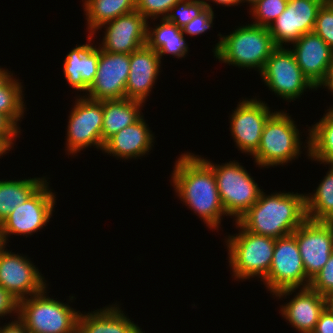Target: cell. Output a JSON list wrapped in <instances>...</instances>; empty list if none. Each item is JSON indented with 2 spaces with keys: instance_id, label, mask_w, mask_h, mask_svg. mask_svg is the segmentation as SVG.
I'll use <instances>...</instances> for the list:
<instances>
[{
  "instance_id": "1",
  "label": "cell",
  "mask_w": 333,
  "mask_h": 333,
  "mask_svg": "<svg viewBox=\"0 0 333 333\" xmlns=\"http://www.w3.org/2000/svg\"><path fill=\"white\" fill-rule=\"evenodd\" d=\"M175 162L170 185L177 197L208 228L219 230L223 217L228 215L222 206L212 168L200 155L190 152L182 153Z\"/></svg>"
},
{
  "instance_id": "2",
  "label": "cell",
  "mask_w": 333,
  "mask_h": 333,
  "mask_svg": "<svg viewBox=\"0 0 333 333\" xmlns=\"http://www.w3.org/2000/svg\"><path fill=\"white\" fill-rule=\"evenodd\" d=\"M306 220L305 193L262 191L237 221L247 231L277 239L292 234Z\"/></svg>"
},
{
  "instance_id": "3",
  "label": "cell",
  "mask_w": 333,
  "mask_h": 333,
  "mask_svg": "<svg viewBox=\"0 0 333 333\" xmlns=\"http://www.w3.org/2000/svg\"><path fill=\"white\" fill-rule=\"evenodd\" d=\"M213 48L214 57L221 63L262 72L267 59L276 48L268 27L252 23L237 26L229 35L218 34Z\"/></svg>"
},
{
  "instance_id": "4",
  "label": "cell",
  "mask_w": 333,
  "mask_h": 333,
  "mask_svg": "<svg viewBox=\"0 0 333 333\" xmlns=\"http://www.w3.org/2000/svg\"><path fill=\"white\" fill-rule=\"evenodd\" d=\"M235 225L238 234L225 237L232 277L236 281L255 277L262 281L271 267L276 239L247 231L238 221Z\"/></svg>"
},
{
  "instance_id": "5",
  "label": "cell",
  "mask_w": 333,
  "mask_h": 333,
  "mask_svg": "<svg viewBox=\"0 0 333 333\" xmlns=\"http://www.w3.org/2000/svg\"><path fill=\"white\" fill-rule=\"evenodd\" d=\"M291 116L286 111L278 110L268 118L261 135L260 145L252 155L254 162L261 169L283 166L298 159L302 153L301 148L304 150L306 148V156H308V136L303 147L300 131Z\"/></svg>"
},
{
  "instance_id": "6",
  "label": "cell",
  "mask_w": 333,
  "mask_h": 333,
  "mask_svg": "<svg viewBox=\"0 0 333 333\" xmlns=\"http://www.w3.org/2000/svg\"><path fill=\"white\" fill-rule=\"evenodd\" d=\"M47 288L19 301L18 319L29 333H77L80 311L50 298Z\"/></svg>"
},
{
  "instance_id": "7",
  "label": "cell",
  "mask_w": 333,
  "mask_h": 333,
  "mask_svg": "<svg viewBox=\"0 0 333 333\" xmlns=\"http://www.w3.org/2000/svg\"><path fill=\"white\" fill-rule=\"evenodd\" d=\"M200 157L215 174L219 197L225 213L234 218L233 221H237L259 199L263 189H260L251 174L237 160L220 165Z\"/></svg>"
},
{
  "instance_id": "8",
  "label": "cell",
  "mask_w": 333,
  "mask_h": 333,
  "mask_svg": "<svg viewBox=\"0 0 333 333\" xmlns=\"http://www.w3.org/2000/svg\"><path fill=\"white\" fill-rule=\"evenodd\" d=\"M65 151L75 155L94 146L102 151L103 100H92L79 95L68 116ZM68 152V153H67Z\"/></svg>"
},
{
  "instance_id": "9",
  "label": "cell",
  "mask_w": 333,
  "mask_h": 333,
  "mask_svg": "<svg viewBox=\"0 0 333 333\" xmlns=\"http://www.w3.org/2000/svg\"><path fill=\"white\" fill-rule=\"evenodd\" d=\"M260 76L270 91L287 102L301 98L307 89L316 91L288 47H276L272 51Z\"/></svg>"
},
{
  "instance_id": "10",
  "label": "cell",
  "mask_w": 333,
  "mask_h": 333,
  "mask_svg": "<svg viewBox=\"0 0 333 333\" xmlns=\"http://www.w3.org/2000/svg\"><path fill=\"white\" fill-rule=\"evenodd\" d=\"M306 276L296 237L293 234L277 238L268 275L262 280L272 296L285 289L307 288Z\"/></svg>"
},
{
  "instance_id": "11",
  "label": "cell",
  "mask_w": 333,
  "mask_h": 333,
  "mask_svg": "<svg viewBox=\"0 0 333 333\" xmlns=\"http://www.w3.org/2000/svg\"><path fill=\"white\" fill-rule=\"evenodd\" d=\"M45 182L23 204L18 205L0 224L4 241L7 245L11 235H33L45 227L53 216L56 194Z\"/></svg>"
},
{
  "instance_id": "12",
  "label": "cell",
  "mask_w": 333,
  "mask_h": 333,
  "mask_svg": "<svg viewBox=\"0 0 333 333\" xmlns=\"http://www.w3.org/2000/svg\"><path fill=\"white\" fill-rule=\"evenodd\" d=\"M273 113L268 104L257 97L238 102L230 115V133L238 151L250 156L257 151L264 126Z\"/></svg>"
},
{
  "instance_id": "13",
  "label": "cell",
  "mask_w": 333,
  "mask_h": 333,
  "mask_svg": "<svg viewBox=\"0 0 333 333\" xmlns=\"http://www.w3.org/2000/svg\"><path fill=\"white\" fill-rule=\"evenodd\" d=\"M7 249L5 247L0 252V286L19 301L48 287L45 277L28 255H19Z\"/></svg>"
},
{
  "instance_id": "14",
  "label": "cell",
  "mask_w": 333,
  "mask_h": 333,
  "mask_svg": "<svg viewBox=\"0 0 333 333\" xmlns=\"http://www.w3.org/2000/svg\"><path fill=\"white\" fill-rule=\"evenodd\" d=\"M292 234L296 237L306 276L311 280L333 252V227L329 222L307 219Z\"/></svg>"
},
{
  "instance_id": "15",
  "label": "cell",
  "mask_w": 333,
  "mask_h": 333,
  "mask_svg": "<svg viewBox=\"0 0 333 333\" xmlns=\"http://www.w3.org/2000/svg\"><path fill=\"white\" fill-rule=\"evenodd\" d=\"M326 0H288L284 12L269 27L276 47L289 46L313 32L319 8Z\"/></svg>"
},
{
  "instance_id": "16",
  "label": "cell",
  "mask_w": 333,
  "mask_h": 333,
  "mask_svg": "<svg viewBox=\"0 0 333 333\" xmlns=\"http://www.w3.org/2000/svg\"><path fill=\"white\" fill-rule=\"evenodd\" d=\"M129 72L130 54L108 53L99 47L97 74L85 96L99 101L125 98Z\"/></svg>"
},
{
  "instance_id": "17",
  "label": "cell",
  "mask_w": 333,
  "mask_h": 333,
  "mask_svg": "<svg viewBox=\"0 0 333 333\" xmlns=\"http://www.w3.org/2000/svg\"><path fill=\"white\" fill-rule=\"evenodd\" d=\"M148 23L136 10L119 16L99 28L105 31L98 46L108 53L131 54L146 45Z\"/></svg>"
},
{
  "instance_id": "18",
  "label": "cell",
  "mask_w": 333,
  "mask_h": 333,
  "mask_svg": "<svg viewBox=\"0 0 333 333\" xmlns=\"http://www.w3.org/2000/svg\"><path fill=\"white\" fill-rule=\"evenodd\" d=\"M298 289H285L277 292L274 296L279 300L287 296L294 297L289 302L280 306L282 317L291 327L300 333H312L317 325L321 313L326 308L325 296L312 290L310 287ZM279 297V298H278Z\"/></svg>"
},
{
  "instance_id": "19",
  "label": "cell",
  "mask_w": 333,
  "mask_h": 333,
  "mask_svg": "<svg viewBox=\"0 0 333 333\" xmlns=\"http://www.w3.org/2000/svg\"><path fill=\"white\" fill-rule=\"evenodd\" d=\"M291 46L302 73L317 88L333 62V50L314 32L302 35Z\"/></svg>"
},
{
  "instance_id": "20",
  "label": "cell",
  "mask_w": 333,
  "mask_h": 333,
  "mask_svg": "<svg viewBox=\"0 0 333 333\" xmlns=\"http://www.w3.org/2000/svg\"><path fill=\"white\" fill-rule=\"evenodd\" d=\"M161 59L147 45L130 54V72L127 78L125 98L146 103L161 72Z\"/></svg>"
},
{
  "instance_id": "21",
  "label": "cell",
  "mask_w": 333,
  "mask_h": 333,
  "mask_svg": "<svg viewBox=\"0 0 333 333\" xmlns=\"http://www.w3.org/2000/svg\"><path fill=\"white\" fill-rule=\"evenodd\" d=\"M144 115L134 124L126 126L104 142L102 153L118 159H138L149 154L154 146V134Z\"/></svg>"
},
{
  "instance_id": "22",
  "label": "cell",
  "mask_w": 333,
  "mask_h": 333,
  "mask_svg": "<svg viewBox=\"0 0 333 333\" xmlns=\"http://www.w3.org/2000/svg\"><path fill=\"white\" fill-rule=\"evenodd\" d=\"M93 37L88 34V42L72 48L63 62L64 77L69 86L85 95L94 82L99 62V46L93 45Z\"/></svg>"
},
{
  "instance_id": "23",
  "label": "cell",
  "mask_w": 333,
  "mask_h": 333,
  "mask_svg": "<svg viewBox=\"0 0 333 333\" xmlns=\"http://www.w3.org/2000/svg\"><path fill=\"white\" fill-rule=\"evenodd\" d=\"M115 303L92 312L79 313L77 333H145Z\"/></svg>"
},
{
  "instance_id": "24",
  "label": "cell",
  "mask_w": 333,
  "mask_h": 333,
  "mask_svg": "<svg viewBox=\"0 0 333 333\" xmlns=\"http://www.w3.org/2000/svg\"><path fill=\"white\" fill-rule=\"evenodd\" d=\"M160 24H147V41L146 45L155 50L162 59L163 55H172L173 58H185L189 51V45L186 42L182 29L174 23L160 18Z\"/></svg>"
},
{
  "instance_id": "25",
  "label": "cell",
  "mask_w": 333,
  "mask_h": 333,
  "mask_svg": "<svg viewBox=\"0 0 333 333\" xmlns=\"http://www.w3.org/2000/svg\"><path fill=\"white\" fill-rule=\"evenodd\" d=\"M144 104L128 98L103 100V143L126 126L137 122L142 116Z\"/></svg>"
},
{
  "instance_id": "26",
  "label": "cell",
  "mask_w": 333,
  "mask_h": 333,
  "mask_svg": "<svg viewBox=\"0 0 333 333\" xmlns=\"http://www.w3.org/2000/svg\"><path fill=\"white\" fill-rule=\"evenodd\" d=\"M88 34L96 35L99 28L119 16L136 10V0H82ZM97 31V32H96Z\"/></svg>"
},
{
  "instance_id": "27",
  "label": "cell",
  "mask_w": 333,
  "mask_h": 333,
  "mask_svg": "<svg viewBox=\"0 0 333 333\" xmlns=\"http://www.w3.org/2000/svg\"><path fill=\"white\" fill-rule=\"evenodd\" d=\"M323 117L308 127V159L333 166V108L329 106Z\"/></svg>"
},
{
  "instance_id": "28",
  "label": "cell",
  "mask_w": 333,
  "mask_h": 333,
  "mask_svg": "<svg viewBox=\"0 0 333 333\" xmlns=\"http://www.w3.org/2000/svg\"><path fill=\"white\" fill-rule=\"evenodd\" d=\"M46 181L45 176L21 180H0V224L18 206L23 204Z\"/></svg>"
},
{
  "instance_id": "29",
  "label": "cell",
  "mask_w": 333,
  "mask_h": 333,
  "mask_svg": "<svg viewBox=\"0 0 333 333\" xmlns=\"http://www.w3.org/2000/svg\"><path fill=\"white\" fill-rule=\"evenodd\" d=\"M314 193L305 194L307 219L329 222L333 219V166L329 165Z\"/></svg>"
},
{
  "instance_id": "30",
  "label": "cell",
  "mask_w": 333,
  "mask_h": 333,
  "mask_svg": "<svg viewBox=\"0 0 333 333\" xmlns=\"http://www.w3.org/2000/svg\"><path fill=\"white\" fill-rule=\"evenodd\" d=\"M22 82L14 78L13 72L9 71L0 80V112L6 115L19 129L18 122L24 117L26 106L24 103Z\"/></svg>"
},
{
  "instance_id": "31",
  "label": "cell",
  "mask_w": 333,
  "mask_h": 333,
  "mask_svg": "<svg viewBox=\"0 0 333 333\" xmlns=\"http://www.w3.org/2000/svg\"><path fill=\"white\" fill-rule=\"evenodd\" d=\"M288 0H259L252 8H249L251 23L262 27H270L274 21L284 12Z\"/></svg>"
},
{
  "instance_id": "32",
  "label": "cell",
  "mask_w": 333,
  "mask_h": 333,
  "mask_svg": "<svg viewBox=\"0 0 333 333\" xmlns=\"http://www.w3.org/2000/svg\"><path fill=\"white\" fill-rule=\"evenodd\" d=\"M205 9L206 6L201 0H180L169 10L165 19L183 28Z\"/></svg>"
},
{
  "instance_id": "33",
  "label": "cell",
  "mask_w": 333,
  "mask_h": 333,
  "mask_svg": "<svg viewBox=\"0 0 333 333\" xmlns=\"http://www.w3.org/2000/svg\"><path fill=\"white\" fill-rule=\"evenodd\" d=\"M313 32L333 50V7L327 0L318 10Z\"/></svg>"
},
{
  "instance_id": "34",
  "label": "cell",
  "mask_w": 333,
  "mask_h": 333,
  "mask_svg": "<svg viewBox=\"0 0 333 333\" xmlns=\"http://www.w3.org/2000/svg\"><path fill=\"white\" fill-rule=\"evenodd\" d=\"M180 0H136V11L147 20L165 18L169 10ZM161 15V16H160Z\"/></svg>"
},
{
  "instance_id": "35",
  "label": "cell",
  "mask_w": 333,
  "mask_h": 333,
  "mask_svg": "<svg viewBox=\"0 0 333 333\" xmlns=\"http://www.w3.org/2000/svg\"><path fill=\"white\" fill-rule=\"evenodd\" d=\"M309 287L325 297L333 292V252L325 266L311 279Z\"/></svg>"
},
{
  "instance_id": "36",
  "label": "cell",
  "mask_w": 333,
  "mask_h": 333,
  "mask_svg": "<svg viewBox=\"0 0 333 333\" xmlns=\"http://www.w3.org/2000/svg\"><path fill=\"white\" fill-rule=\"evenodd\" d=\"M214 18V11L206 8L200 15L181 28L182 32L187 36L202 35L213 27Z\"/></svg>"
},
{
  "instance_id": "37",
  "label": "cell",
  "mask_w": 333,
  "mask_h": 333,
  "mask_svg": "<svg viewBox=\"0 0 333 333\" xmlns=\"http://www.w3.org/2000/svg\"><path fill=\"white\" fill-rule=\"evenodd\" d=\"M21 134L19 129L6 115L0 112V139L10 148H14L16 138Z\"/></svg>"
},
{
  "instance_id": "38",
  "label": "cell",
  "mask_w": 333,
  "mask_h": 333,
  "mask_svg": "<svg viewBox=\"0 0 333 333\" xmlns=\"http://www.w3.org/2000/svg\"><path fill=\"white\" fill-rule=\"evenodd\" d=\"M11 314L19 316V300L0 286V318L3 320L5 316H10Z\"/></svg>"
},
{
  "instance_id": "39",
  "label": "cell",
  "mask_w": 333,
  "mask_h": 333,
  "mask_svg": "<svg viewBox=\"0 0 333 333\" xmlns=\"http://www.w3.org/2000/svg\"><path fill=\"white\" fill-rule=\"evenodd\" d=\"M312 333H333V313L326 307Z\"/></svg>"
},
{
  "instance_id": "40",
  "label": "cell",
  "mask_w": 333,
  "mask_h": 333,
  "mask_svg": "<svg viewBox=\"0 0 333 333\" xmlns=\"http://www.w3.org/2000/svg\"><path fill=\"white\" fill-rule=\"evenodd\" d=\"M17 318V319H16ZM12 322L5 323L3 326H0V333H29L25 325L15 317Z\"/></svg>"
},
{
  "instance_id": "41",
  "label": "cell",
  "mask_w": 333,
  "mask_h": 333,
  "mask_svg": "<svg viewBox=\"0 0 333 333\" xmlns=\"http://www.w3.org/2000/svg\"><path fill=\"white\" fill-rule=\"evenodd\" d=\"M323 86V88H326L329 92H331V95H333V62L331 66L328 68L325 78L323 81L318 85L316 88L319 89ZM333 108V105L331 106Z\"/></svg>"
},
{
  "instance_id": "42",
  "label": "cell",
  "mask_w": 333,
  "mask_h": 333,
  "mask_svg": "<svg viewBox=\"0 0 333 333\" xmlns=\"http://www.w3.org/2000/svg\"><path fill=\"white\" fill-rule=\"evenodd\" d=\"M202 3L206 6V8H209L213 11V8H212V4H210L209 2H214L216 3L217 5H222V6H229V7H233V6H238L241 4V0H201ZM209 1V2H207ZM211 5V6H210Z\"/></svg>"
},
{
  "instance_id": "43",
  "label": "cell",
  "mask_w": 333,
  "mask_h": 333,
  "mask_svg": "<svg viewBox=\"0 0 333 333\" xmlns=\"http://www.w3.org/2000/svg\"><path fill=\"white\" fill-rule=\"evenodd\" d=\"M325 298H326V307L333 313V292L328 294Z\"/></svg>"
},
{
  "instance_id": "44",
  "label": "cell",
  "mask_w": 333,
  "mask_h": 333,
  "mask_svg": "<svg viewBox=\"0 0 333 333\" xmlns=\"http://www.w3.org/2000/svg\"><path fill=\"white\" fill-rule=\"evenodd\" d=\"M11 149L0 139V158L9 153Z\"/></svg>"
},
{
  "instance_id": "45",
  "label": "cell",
  "mask_w": 333,
  "mask_h": 333,
  "mask_svg": "<svg viewBox=\"0 0 333 333\" xmlns=\"http://www.w3.org/2000/svg\"><path fill=\"white\" fill-rule=\"evenodd\" d=\"M6 247V243L4 241L3 238V234L1 232V228H0V252Z\"/></svg>"
},
{
  "instance_id": "46",
  "label": "cell",
  "mask_w": 333,
  "mask_h": 333,
  "mask_svg": "<svg viewBox=\"0 0 333 333\" xmlns=\"http://www.w3.org/2000/svg\"><path fill=\"white\" fill-rule=\"evenodd\" d=\"M259 0H241V4L243 5V3H248L249 7L252 8V6Z\"/></svg>"
},
{
  "instance_id": "47",
  "label": "cell",
  "mask_w": 333,
  "mask_h": 333,
  "mask_svg": "<svg viewBox=\"0 0 333 333\" xmlns=\"http://www.w3.org/2000/svg\"><path fill=\"white\" fill-rule=\"evenodd\" d=\"M8 69H3L0 67V80L8 73Z\"/></svg>"
},
{
  "instance_id": "48",
  "label": "cell",
  "mask_w": 333,
  "mask_h": 333,
  "mask_svg": "<svg viewBox=\"0 0 333 333\" xmlns=\"http://www.w3.org/2000/svg\"><path fill=\"white\" fill-rule=\"evenodd\" d=\"M333 7V0H327Z\"/></svg>"
},
{
  "instance_id": "49",
  "label": "cell",
  "mask_w": 333,
  "mask_h": 333,
  "mask_svg": "<svg viewBox=\"0 0 333 333\" xmlns=\"http://www.w3.org/2000/svg\"><path fill=\"white\" fill-rule=\"evenodd\" d=\"M329 223L332 225V227H333V219H331L330 221H329Z\"/></svg>"
}]
</instances>
